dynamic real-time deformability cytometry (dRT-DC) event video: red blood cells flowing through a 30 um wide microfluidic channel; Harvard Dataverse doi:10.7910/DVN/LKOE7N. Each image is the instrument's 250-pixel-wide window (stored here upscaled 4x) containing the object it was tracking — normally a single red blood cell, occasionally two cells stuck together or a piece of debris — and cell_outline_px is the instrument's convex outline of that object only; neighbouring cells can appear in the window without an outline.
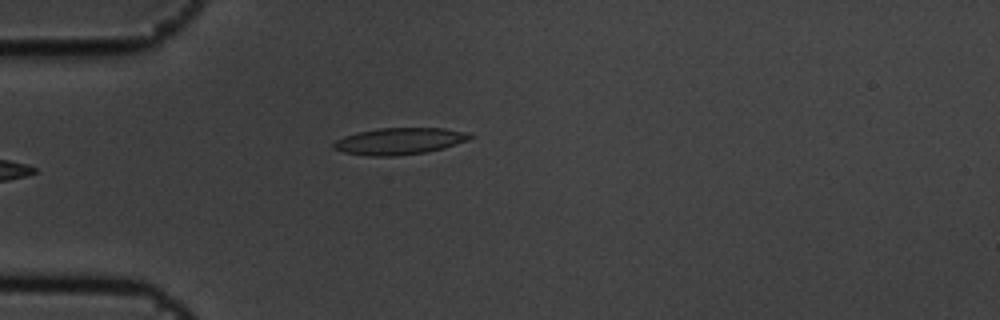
{"species": "common noctule bat (a hibernating species)", "species_latin": "Nyctalus noctula", "temperature_condition": "cold", "stored_images_in_passage": 6, "camera_frame_rate_fps": 3000, "um_per_image_px": 0.085, "animal": {"sex": "male", "body_mass_g": 19.5, "forearm_length_mm": 54.6}, "frame": {"image": 1, "passage_image": 6, "time_ms": 1.667, "image_size_px": [1000, 320], "cell_outline_px": [[476, 136], [468, 140], [444, 148], [424, 152], [396, 156], [372, 156], [344, 152], [332, 148], [332, 144], [336, 140], [344, 136], [356, 132], [376, 128], [444, 128], [464, 132]], "centroid_in_image_um": [33.93, 11.99], "position_along_channel_um": 51.1, "area_um2": 21.21}}